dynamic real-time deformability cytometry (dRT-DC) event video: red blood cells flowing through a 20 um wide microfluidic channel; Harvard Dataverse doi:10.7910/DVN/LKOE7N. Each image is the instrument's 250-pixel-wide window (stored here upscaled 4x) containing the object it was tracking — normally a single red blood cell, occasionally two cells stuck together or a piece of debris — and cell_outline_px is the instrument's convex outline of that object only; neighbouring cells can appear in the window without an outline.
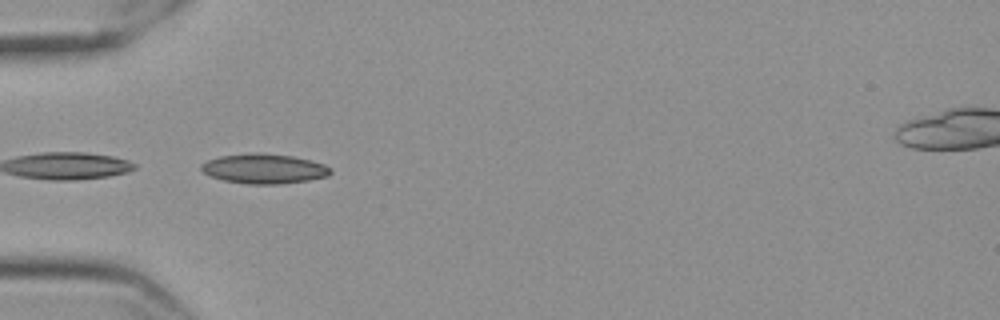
{"species": "Egyptian fruit bat (a non-hibernating species)", "species_latin": "Rousettus aegyptiacus", "temperature_condition": "cold", "stored_images_in_passage": 32, "camera_frame_rate_fps": 3000, "um_per_image_px": 0.085, "frame": {"image": 1, "passage_image": 7, "time_ms": 2.0, "image_size_px": [1000, 320], "cell_outline_px": [[332, 172], [328, 176], [308, 180], [280, 184], [248, 184], [224, 180], [212, 176], [204, 172], [200, 168], [200, 164], [208, 160], [220, 156], [248, 152], [264, 152], [292, 156], [312, 160], [324, 164], [332, 168]], "centroid_in_image_um": [22.47, 14.32], "position_along_channel_um": 62.5, "area_um2": 22.66}}
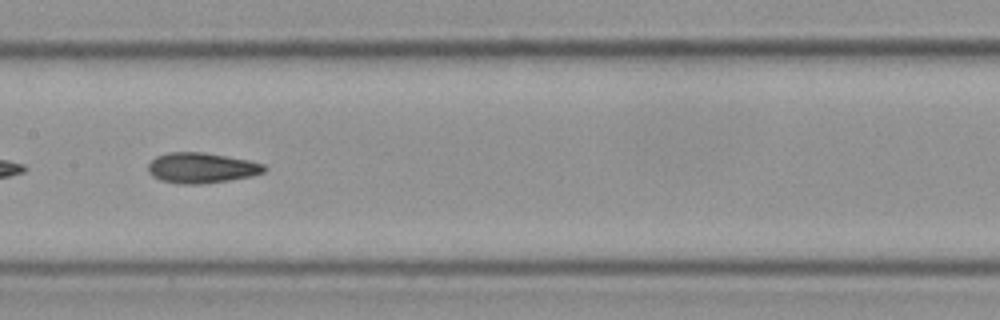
{"frame": {"image": 2, "passage_image": 18, "time_ms": 5.667, "image_size_px": [1000, 320], "cell_outline_px": [[268, 168], [264, 172], [252, 176], [228, 180], [200, 184], [180, 184], [160, 180], [152, 176], [148, 172], [148, 164], [156, 156], [168, 152], [200, 152], [248, 160], [264, 164]], "centroid_in_image_um": [17.11, 14.27], "position_along_channel_um": 190.3, "area_um2": 20.52}}
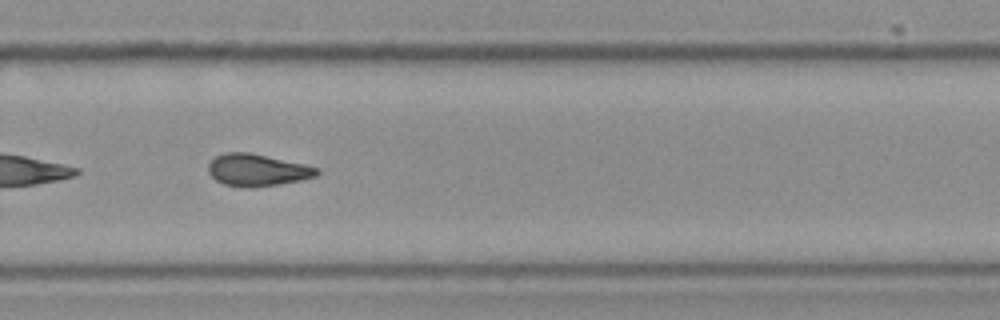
{"frame": {"image": 3, "passage_image": 28, "time_ms": 9.0, "image_size_px": [1000, 320], "cell_outline_px": [[320, 172], [316, 176], [300, 180], [252, 188], [248, 188], [224, 184], [216, 180], [208, 172], [208, 164], [216, 156], [224, 152], [252, 152], [304, 164], [320, 168]], "centroid_in_image_um": [21.86, 14.44], "position_along_channel_um": 307.9, "area_um2": 20.35}}